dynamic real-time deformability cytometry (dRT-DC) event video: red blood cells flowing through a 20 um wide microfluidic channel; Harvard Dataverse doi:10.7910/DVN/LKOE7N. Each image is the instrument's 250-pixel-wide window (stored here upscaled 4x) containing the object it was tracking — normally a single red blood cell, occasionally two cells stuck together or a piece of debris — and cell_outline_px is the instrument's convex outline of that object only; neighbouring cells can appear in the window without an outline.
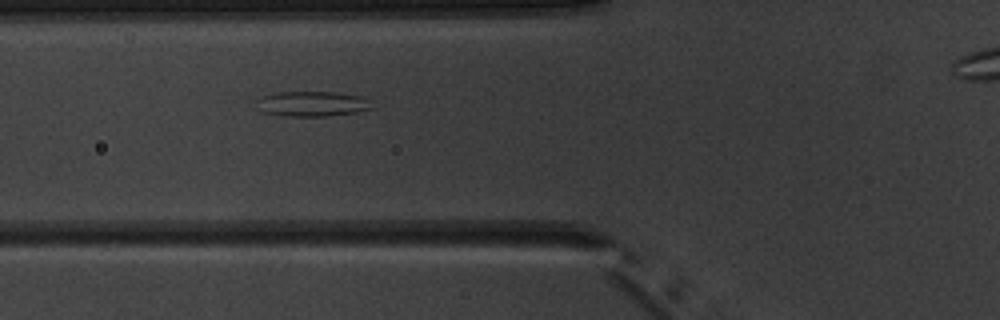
{"species": "common noctule bat (a hibernating species)", "species_latin": "Nyctalus noctula", "temperature_condition": "warm", "stored_images_in_passage": 4, "segment_of_instrument_passage": [1, 2], "camera_frame_rate_fps": 3000, "um_per_image_px": 0.085, "animal": {"sex": "male", "body_mass_g": 20.1, "forearm_length_mm": 53.5}, "frame": {"image": 1, "passage_image": 3, "time_ms": 2.333, "image_size_px": [1000, 320], "cell_outline_px": [[376, 108], [356, 112], [328, 116], [284, 116], [264, 112], [260, 108], [256, 100], [260, 96], [280, 92], [336, 92], [360, 96], [368, 100]], "centroid_in_image_um": [26.57, 8.82], "position_along_channel_um": 99.2, "area_um2": 16.88}}